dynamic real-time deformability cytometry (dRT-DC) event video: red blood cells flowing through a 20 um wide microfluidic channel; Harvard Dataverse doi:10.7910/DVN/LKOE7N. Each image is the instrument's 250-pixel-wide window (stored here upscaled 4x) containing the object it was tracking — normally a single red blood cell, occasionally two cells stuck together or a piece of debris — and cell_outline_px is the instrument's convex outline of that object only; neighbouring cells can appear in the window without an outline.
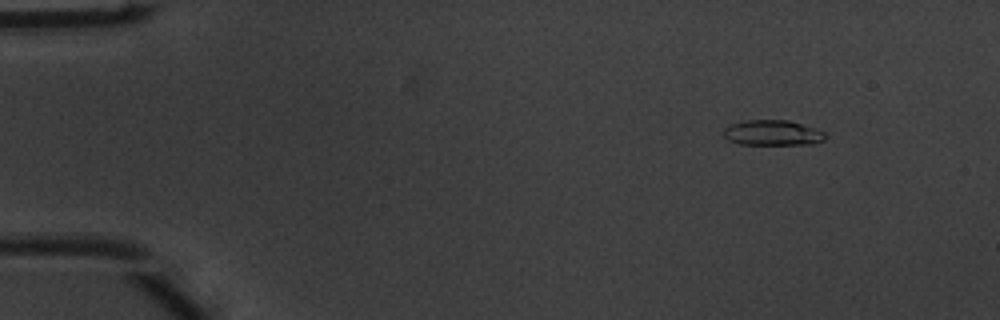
{"species": "common noctule bat (a hibernating species)", "species_latin": "Nyctalus noctula", "temperature_condition": "warm", "stored_images_in_passage": 48, "camera_frame_rate_fps": 3000, "um_per_image_px": 0.085, "animal": {"sex": "male", "body_mass_g": 20.1, "forearm_length_mm": 53.5}, "frame": {"image": 1, "passage_image": 3, "time_ms": 0.667, "image_size_px": [1000, 320], "cell_outline_px": [[824, 140], [816, 144], [740, 144], [728, 140], [724, 136], [724, 128], [732, 124], [744, 120], [788, 120], [824, 132]], "centroid_in_image_um": [65.64, 11.29], "position_along_channel_um": 19.4, "area_um2": 14.8}}
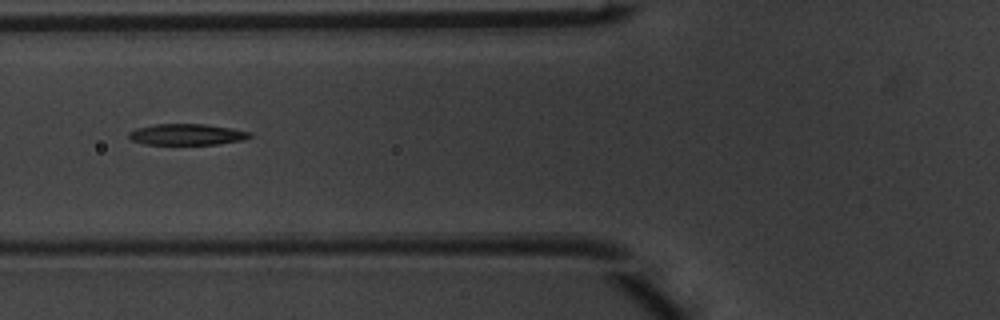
{"frame": {"image": 2, "passage_image": 17, "time_ms": 5.333, "image_size_px": [1000, 320], "cell_outline_px": [[252, 136], [244, 140], [220, 144], [144, 144], [132, 140], [128, 136], [128, 132], [136, 128], [156, 124], [204, 124], [232, 128], [252, 132]], "centroid_in_image_um": [15.91, 11.43], "position_along_channel_um": 109.9, "area_um2": 14.97}}
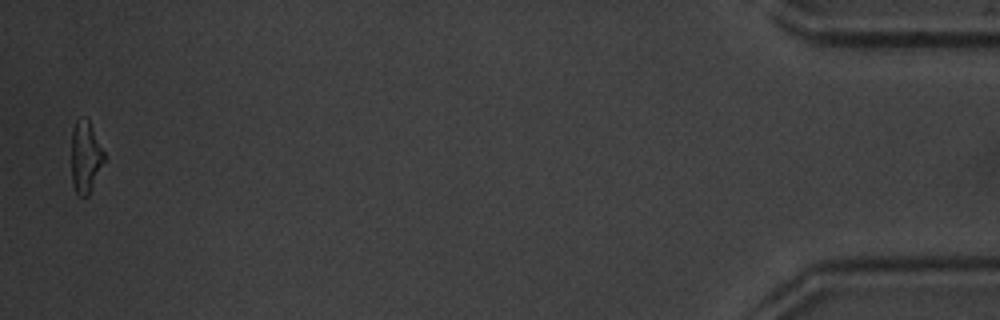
{"frame": {"image": 3, "passage_image": 47, "time_ms": 15.333, "image_size_px": [1000, 320], "cell_outline_px": [[104, 160], [88, 196], [80, 196], [76, 192], [72, 184], [72, 128], [76, 120], [84, 116], [88, 120], [104, 152]], "centroid_in_image_um": [7.24, 13.33], "position_along_channel_um": 428.0, "area_um2": 13.41}, "authors_computed_cell_mechanics": {"area_um2": 15.1436, "velocity_mm_per_s": 4.0436, "shape_relaxation_time_tau1_ms": 3.6281, "shape_relaxation_time_tau2_ms": 3.2616, "deformation_change_tau1": 0.1764, "deformation_change_tau2": 0.1386}}